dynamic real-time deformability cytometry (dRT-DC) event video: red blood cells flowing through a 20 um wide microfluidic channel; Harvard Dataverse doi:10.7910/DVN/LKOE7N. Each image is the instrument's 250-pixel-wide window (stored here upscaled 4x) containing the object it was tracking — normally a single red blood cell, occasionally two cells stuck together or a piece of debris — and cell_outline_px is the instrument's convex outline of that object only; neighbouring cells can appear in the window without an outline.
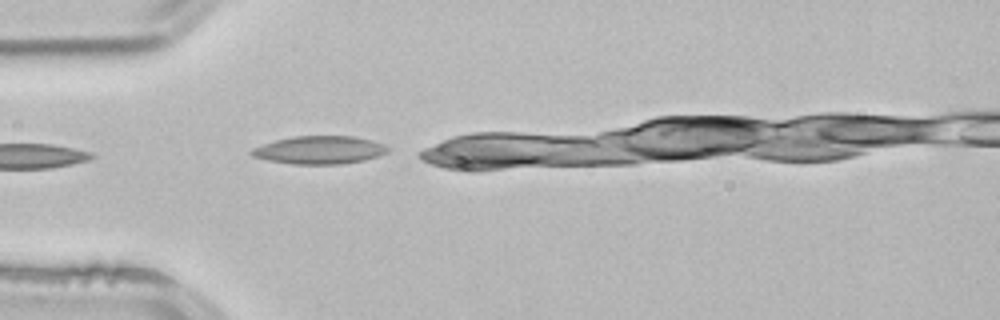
{"species": "common noctule bat (a hibernating species)", "species_latin": "Nyctalus noctula", "temperature_condition": "room temperature", "stored_images_in_passage": 6, "camera_frame_rate_fps": 3000, "um_per_image_px": 0.085, "animal": {"sex": "male", "body_mass_g": 21.5, "forearm_length_mm": 52.0}, "frame": {"image": 1, "passage_image": 1, "time_ms": 0.0, "image_size_px": [1000, 320], "cell_outline_px": [[388, 152], [364, 160], [340, 164], [292, 164], [268, 160], [252, 156], [248, 152], [252, 148], [276, 140], [292, 136], [352, 136], [384, 144], [388, 148]], "centroid_in_image_um": [27.11, 12.75], "position_along_channel_um": 57.9, "area_um2": 22.02}}